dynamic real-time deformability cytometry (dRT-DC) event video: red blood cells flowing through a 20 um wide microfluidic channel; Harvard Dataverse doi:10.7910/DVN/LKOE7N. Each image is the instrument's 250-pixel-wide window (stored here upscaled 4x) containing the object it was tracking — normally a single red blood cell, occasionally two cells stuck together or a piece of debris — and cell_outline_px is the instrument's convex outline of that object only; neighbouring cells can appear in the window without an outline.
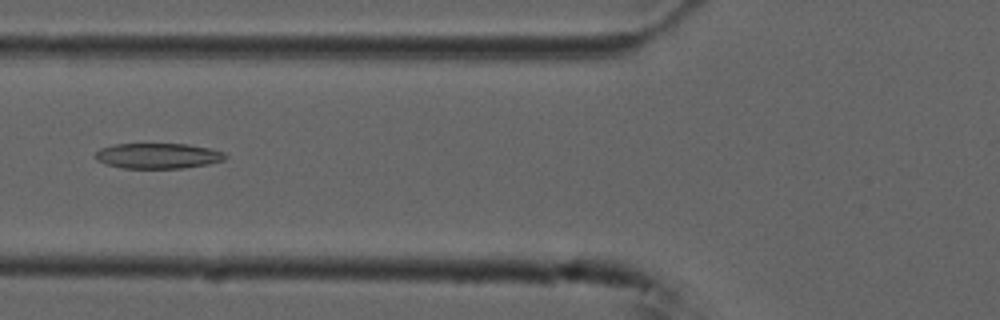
{"species": "common noctule bat (a hibernating species)", "species_latin": "Nyctalus noctula", "temperature_condition": "cold", "stored_images_in_passage": 45, "camera_frame_rate_fps": 3000, "um_per_image_px": 0.085, "animal": {"sex": "male", "forearm_length_mm": 52.5}, "frame": {"image": 1, "passage_image": 16, "time_ms": 5.0, "image_size_px": [1000, 320], "cell_outline_px": [[228, 156], [224, 160], [208, 164], [184, 168], [124, 168], [104, 164], [96, 160], [92, 156], [100, 148], [112, 144], [188, 144], [208, 148], [224, 152]], "centroid_in_image_um": [13.39, 13.25], "position_along_channel_um": 112.4, "area_um2": 19.42}}
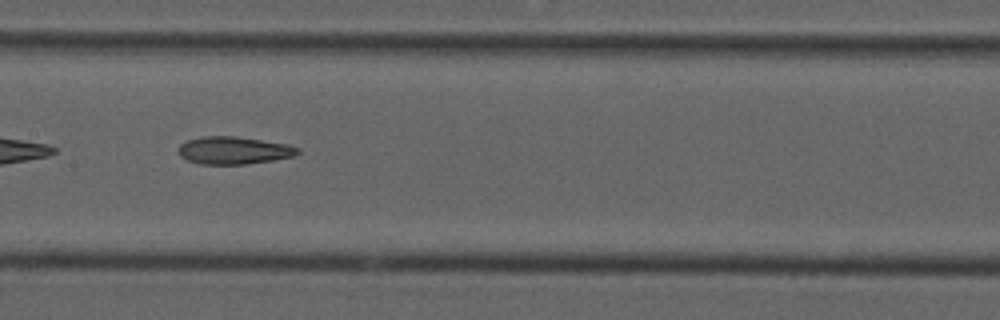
{"frame": {"image": 2, "passage_image": 22, "time_ms": 7.0, "image_size_px": [1000, 320], "cell_outline_px": [[300, 152], [296, 156], [272, 160], [244, 164], [200, 164], [188, 160], [180, 156], [180, 144], [188, 140], [204, 136], [236, 136], [284, 144], [300, 148]], "centroid_in_image_um": [19.89, 12.78], "position_along_channel_um": 187.5, "area_um2": 18.9}}
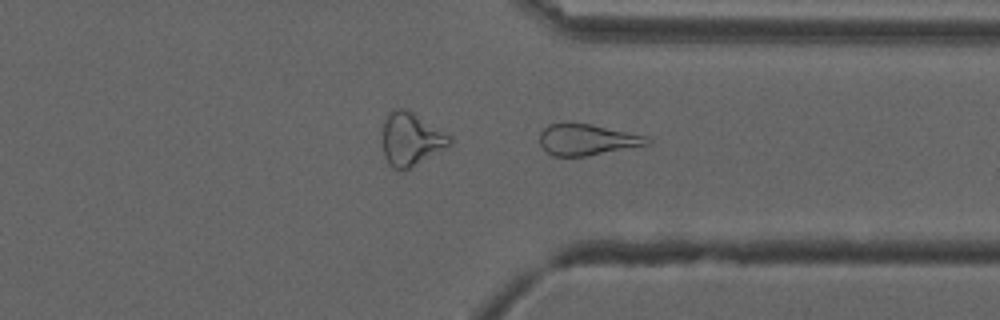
{"frame": {"image": 3, "passage_image": 36, "time_ms": 11.667, "image_size_px": [1000, 320], "cell_outline_px": [[652, 140], [648, 144], [584, 156], [552, 156], [540, 144], [540, 132], [548, 124], [592, 124], [644, 136]], "centroid_in_image_um": [49.86, 11.87], "position_along_channel_um": 361.5, "area_um2": 18.9}, "authors_computed_cell_mechanics": {"area_um2": 21.097, "velocity_mm_per_s": 3.7426, "shape_relaxation_time_tau1_ms": null, "shape_relaxation_time_tau2_ms": 5.2603, "deformation_change_tau1": null, "deformation_change_tau2": 0.1703}}